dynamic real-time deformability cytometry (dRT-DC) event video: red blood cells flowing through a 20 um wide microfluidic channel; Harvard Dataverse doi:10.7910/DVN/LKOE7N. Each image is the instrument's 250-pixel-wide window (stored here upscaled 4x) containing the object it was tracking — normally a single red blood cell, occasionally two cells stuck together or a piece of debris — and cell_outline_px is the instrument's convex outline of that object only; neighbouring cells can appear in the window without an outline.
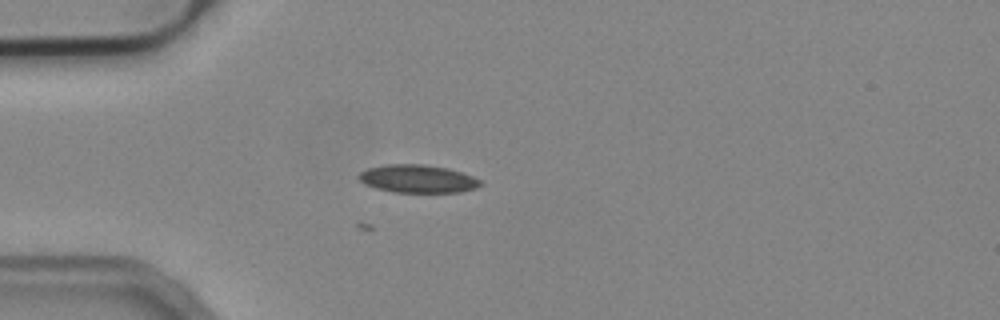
{"species": "common noctule bat (a hibernating species)", "species_latin": "Nyctalus noctula", "temperature_condition": "cold", "stored_images_in_passage": 35, "camera_frame_rate_fps": 3000, "um_per_image_px": 0.085, "animal": {"sex": "male", "body_mass_g": 19.2, "forearm_length_mm": 51.8}, "frame": {"image": 1, "passage_image": 8, "time_ms": 2.333, "image_size_px": [1000, 320], "cell_outline_px": [[484, 184], [476, 188], [460, 192], [392, 192], [376, 188], [364, 184], [356, 176], [360, 172], [368, 168], [384, 164], [424, 164], [448, 168], [472, 176], [480, 180]], "centroid_in_image_um": [35.49, 15.19], "position_along_channel_um": 49.5, "area_um2": 19.94}}
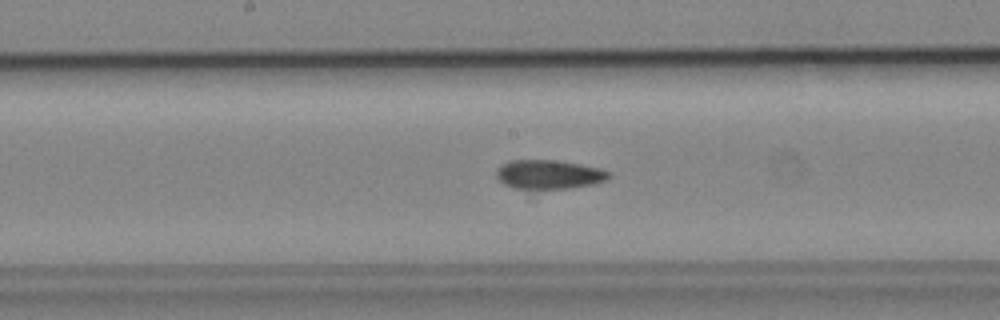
{"frame": {"image": 2, "passage_image": 21, "time_ms": 6.667, "image_size_px": [1000, 320], "cell_outline_px": [[612, 176], [608, 180], [592, 184], [568, 188], [512, 188], [504, 184], [496, 176], [496, 168], [500, 164], [508, 160], [556, 160], [580, 164], [600, 168], [612, 172]], "centroid_in_image_um": [46.66, 14.81], "position_along_channel_um": 201.5, "area_um2": 19.19}}
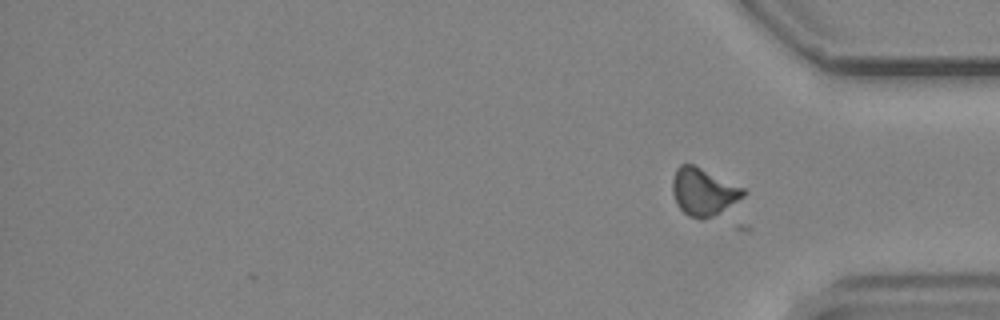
{"frame": {"image": 3, "passage_image": 35, "time_ms": 11.333, "image_size_px": [1000, 320], "cell_outline_px": [[748, 192], [744, 196], [712, 216], [700, 220], [688, 216], [680, 208], [672, 192], [672, 180], [676, 168], [680, 164], [692, 164], [744, 188]], "centroid_in_image_um": [59.77, 16.29], "position_along_channel_um": 375.4, "area_um2": 19.19}}